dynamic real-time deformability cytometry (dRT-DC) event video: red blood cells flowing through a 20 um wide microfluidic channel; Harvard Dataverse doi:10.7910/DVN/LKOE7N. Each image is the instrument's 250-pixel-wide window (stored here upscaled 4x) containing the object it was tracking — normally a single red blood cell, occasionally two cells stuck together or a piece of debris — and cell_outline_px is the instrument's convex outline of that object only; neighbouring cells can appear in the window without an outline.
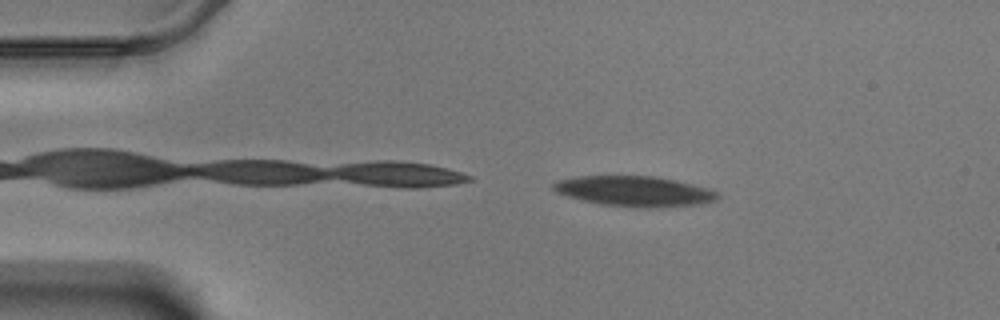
{"species": "Egyptian fruit bat (a non-hibernating species)", "species_latin": "Rousettus aegyptiacus", "temperature_condition": "warm", "stored_images_in_passage": 50, "camera_frame_rate_fps": 3000, "um_per_image_px": 0.085, "animal": {"sex": "male"}, "frame": {"image": 1, "passage_image": 3, "time_ms": 0.667, "image_size_px": [1000, 320], "cell_outline_px": [[720, 196], [716, 200], [704, 204], [600, 204], [568, 196], [556, 192], [552, 188], [552, 184], [556, 180], [576, 176], [656, 176], [676, 180], [708, 188], [720, 192]], "centroid_in_image_um": [53.89, 16.18], "position_along_channel_um": 31.1, "area_um2": 27.63}}
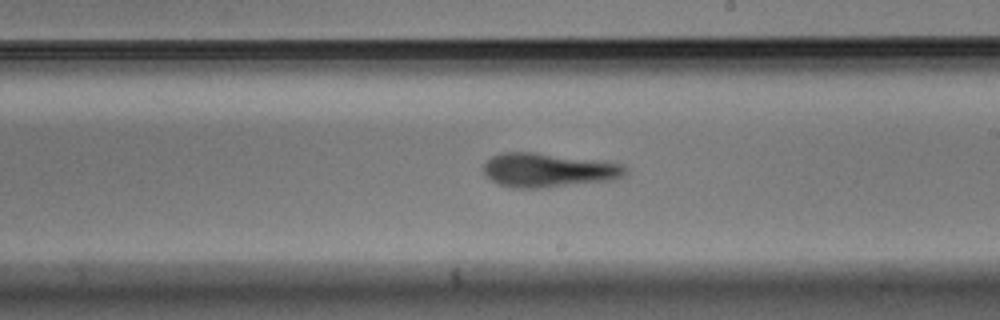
{"frame": {"image": 2, "passage_image": 26, "time_ms": 8.333, "image_size_px": [1000, 320], "cell_outline_px": [[628, 172], [624, 176], [616, 180], [540, 188], [512, 188], [496, 184], [484, 176], [484, 164], [492, 156], [504, 152], [532, 152], [624, 164], [628, 168]], "centroid_in_image_um": [46.61, 14.48], "position_along_channel_um": 242.4, "area_um2": 28.32}}
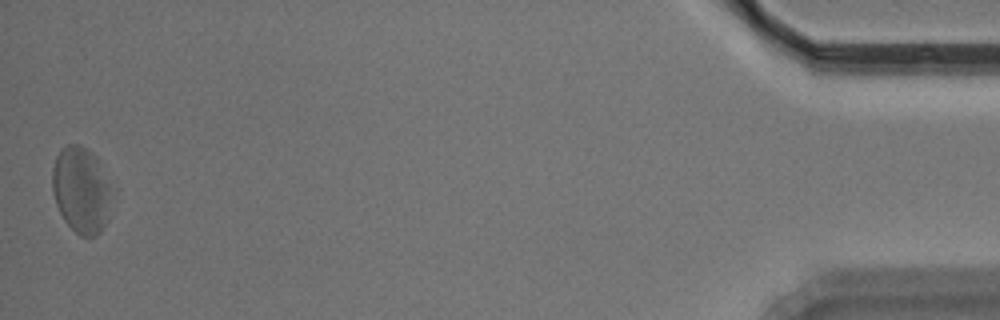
{"frame": {"image": 3, "passage_image": 50, "time_ms": 16.333, "image_size_px": [1000, 320], "cell_outline_px": [[108, 220], [100, 232], [96, 236], [80, 236], [64, 220], [56, 204], [52, 192], [52, 168], [56, 156], [60, 148], [68, 144], [76, 144], [88, 148], [96, 156], [108, 188]], "centroid_in_image_um": [6.83, 16.14], "position_along_channel_um": 428.4, "area_um2": 29.25}, "authors_computed_cell_mechanics": {"area_um2": 28.3798, "velocity_mm_per_s": 3.4339, "shape_relaxation_time_tau1_ms": 4.78, "shape_relaxation_time_tau2_ms": 4.3579, "deformation_change_tau1": 0.1438, "deformation_change_tau2": 0.1531}}